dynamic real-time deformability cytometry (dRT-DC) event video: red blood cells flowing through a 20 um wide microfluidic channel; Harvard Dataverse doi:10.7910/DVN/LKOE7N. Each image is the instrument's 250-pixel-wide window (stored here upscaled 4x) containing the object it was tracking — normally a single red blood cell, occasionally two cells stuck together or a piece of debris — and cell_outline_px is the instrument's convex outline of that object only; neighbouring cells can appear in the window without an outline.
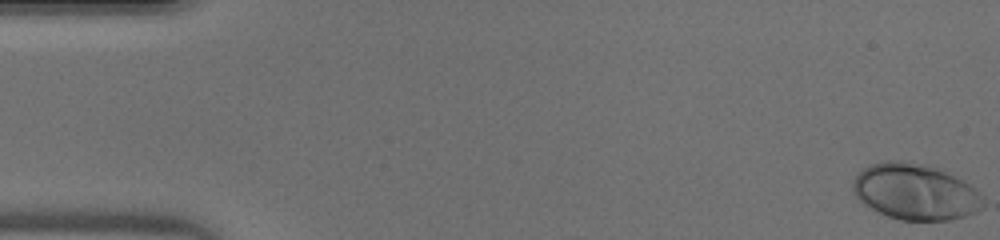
{"species": "human", "species_latin": "Homo sapiens", "temperature_condition": "warm", "stored_images_in_passage": 47, "camera_frame_rate_fps": 3000, "um_per_image_px": 0.085, "donor": {"sex": "male"}, "frame": {"image": 1, "passage_image": 1, "time_ms": 0.0, "image_size_px": [1000, 240], "cell_outline_px": [[984, 208], [976, 212], [952, 220], [900, 220], [888, 216], [864, 204], [852, 192], [852, 180], [864, 168], [872, 164], [884, 160], [900, 160], [928, 164], [956, 176], [964, 180], [976, 188], [984, 196]], "centroid_in_image_um": [77.84, 16.29], "position_along_channel_um": 7.2, "area_um2": 43.0}}
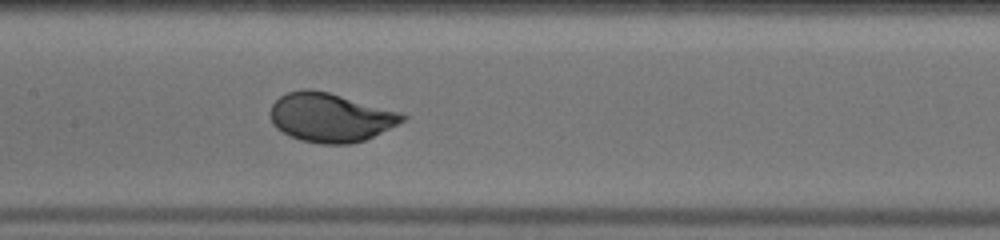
{"frame": {"image": 2, "passage_image": 23, "time_ms": 7.333, "image_size_px": [1000, 240], "cell_outline_px": [[408, 116], [404, 120], [364, 140], [348, 144], [320, 144], [300, 140], [288, 136], [276, 128], [272, 124], [268, 112], [272, 104], [280, 96], [288, 92], [304, 88], [312, 88], [328, 92], [404, 112]], "centroid_in_image_um": [28.05, 9.97], "position_along_channel_um": 179.4, "area_um2": 37.97}}
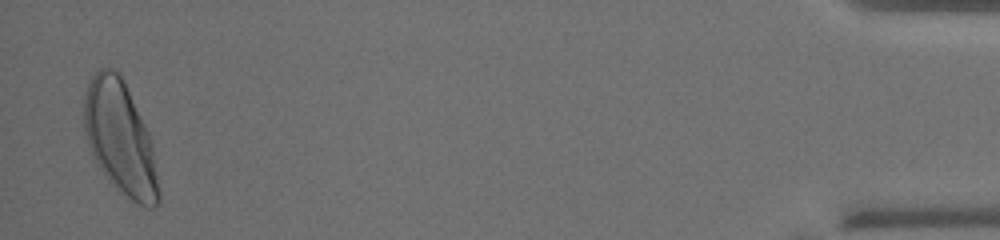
{"frame": {"image": 3, "passage_image": 46, "time_ms": 15.0, "image_size_px": [1000, 240], "cell_outline_px": [[160, 204], [156, 208], [144, 208], [132, 200], [96, 164], [92, 156], [84, 132], [84, 92], [88, 80], [100, 68], [112, 68], [120, 72], [124, 80], [148, 132], [152, 144], [160, 192]], "centroid_in_image_um": [10.21, 11.7], "position_along_channel_um": 425.0, "area_um2": 48.84}}